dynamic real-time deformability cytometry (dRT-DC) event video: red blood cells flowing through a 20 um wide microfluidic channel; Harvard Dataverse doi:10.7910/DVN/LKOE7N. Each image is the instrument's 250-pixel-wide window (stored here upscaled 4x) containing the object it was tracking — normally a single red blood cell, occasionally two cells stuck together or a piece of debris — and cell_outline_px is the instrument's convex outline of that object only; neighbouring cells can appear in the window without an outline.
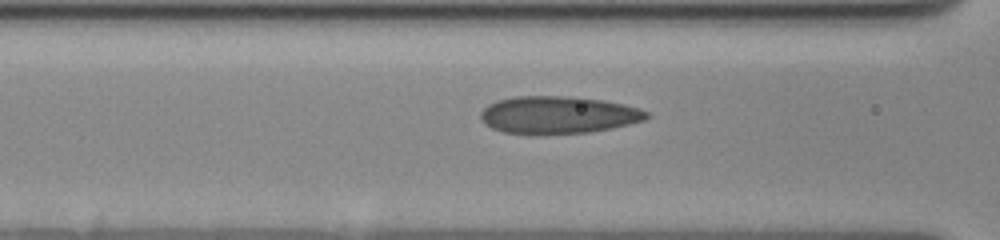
{"species": "human", "species_latin": "Homo sapiens", "temperature_condition": "cold", "stored_images_in_passage": 45, "camera_frame_rate_fps": 3000, "um_per_image_px": 0.085, "donor": {"sex": "female"}, "frame": {"image": 1, "passage_image": 18, "time_ms": 5.667, "image_size_px": [1000, 240], "cell_outline_px": [[652, 116], [644, 120], [612, 128], [588, 132], [532, 136], [504, 132], [492, 128], [484, 124], [480, 116], [480, 112], [488, 104], [496, 100], [516, 96], [564, 96], [604, 100], [624, 104], [640, 108], [648, 112]], "centroid_in_image_um": [47.42, 9.78], "position_along_channel_um": 119.2, "area_um2": 36.82}}
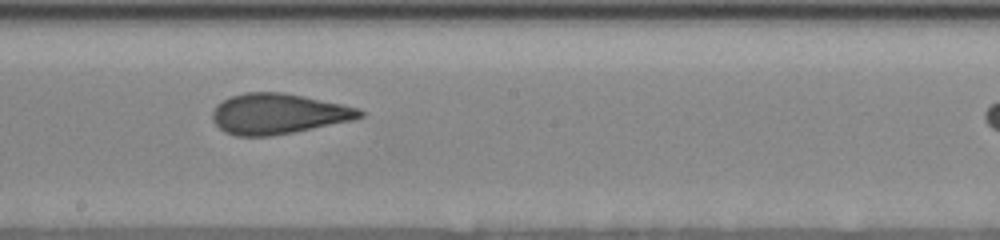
{"frame": {"image": 2, "passage_image": 27, "time_ms": 8.667, "image_size_px": [1000, 240], "cell_outline_px": [[364, 116], [352, 120], [296, 132], [272, 136], [236, 136], [224, 132], [212, 120], [212, 112], [216, 104], [232, 96], [244, 92], [280, 92], [304, 96], [360, 108], [364, 112]], "centroid_in_image_um": [23.64, 9.68], "position_along_channel_um": 224.6, "area_um2": 34.85}}
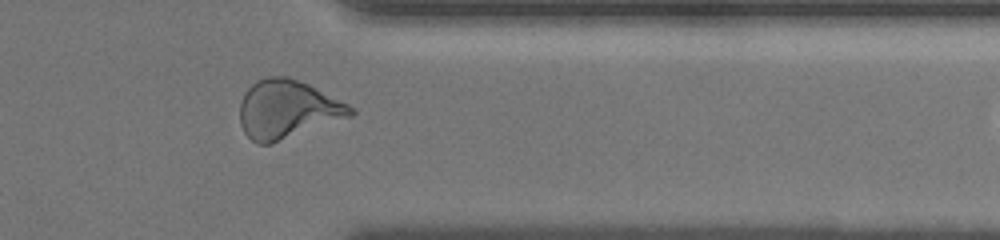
{"frame": {"image": 3, "passage_image": 41, "time_ms": 13.333, "image_size_px": [1000, 240], "cell_outline_px": [[356, 112], [352, 116], [272, 144], [256, 144], [244, 132], [240, 124], [240, 104], [244, 92], [256, 80], [268, 76], [288, 76], [308, 84], [356, 108]], "centroid_in_image_um": [24.42, 9.3], "position_along_channel_um": 387.0, "area_um2": 37.86}}